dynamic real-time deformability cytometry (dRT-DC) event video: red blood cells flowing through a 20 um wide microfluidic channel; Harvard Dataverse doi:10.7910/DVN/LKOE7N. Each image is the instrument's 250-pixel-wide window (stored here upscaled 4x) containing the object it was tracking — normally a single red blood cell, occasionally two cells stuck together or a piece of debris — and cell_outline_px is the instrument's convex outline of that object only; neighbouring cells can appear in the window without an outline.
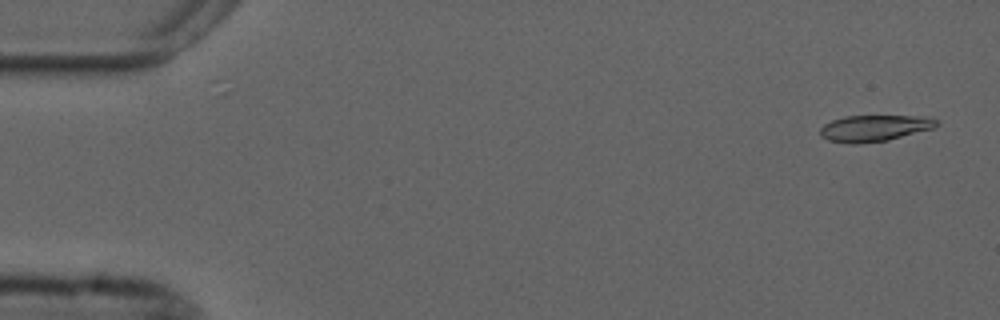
{"species": "common noctule bat (a hibernating species)", "species_latin": "Nyctalus noctula", "temperature_condition": "cold", "stored_images_in_passage": 14, "camera_frame_rate_fps": 3000, "um_per_image_px": 0.085, "animal": {"sex": "male", "forearm_length_mm": 52.5}, "frame": {"image": 1, "passage_image": 2, "time_ms": 0.333, "image_size_px": [1000, 320], "cell_outline_px": [[940, 124], [932, 128], [888, 140], [856, 144], [852, 144], [828, 140], [820, 136], [820, 128], [824, 124], [832, 120], [844, 116], [928, 116], [936, 120]], "centroid_in_image_um": [74.3, 10.89], "position_along_channel_um": 10.7, "area_um2": 17.8}}